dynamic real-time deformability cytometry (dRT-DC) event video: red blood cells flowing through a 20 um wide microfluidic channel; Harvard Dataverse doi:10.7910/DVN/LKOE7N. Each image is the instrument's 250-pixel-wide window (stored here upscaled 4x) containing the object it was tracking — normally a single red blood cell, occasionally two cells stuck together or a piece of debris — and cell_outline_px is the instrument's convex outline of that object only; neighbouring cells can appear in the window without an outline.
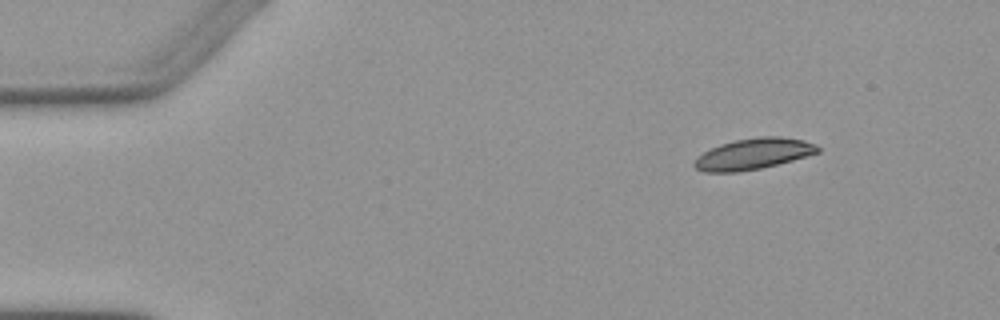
{"species": "Egyptian fruit bat (a non-hibernating species)", "species_latin": "Rousettus aegyptiacus", "temperature_condition": "warm", "stored_images_in_passage": 4, "camera_frame_rate_fps": 3000, "um_per_image_px": 0.085, "animal": {"sex": "female"}, "frame": {"image": 1, "passage_image": 4, "time_ms": 3.667, "image_size_px": [1000, 320], "cell_outline_px": [[820, 152], [792, 160], [760, 168], [736, 172], [704, 172], [696, 168], [692, 164], [696, 156], [720, 144], [736, 140], [756, 136], [780, 136], [804, 140], [816, 144], [820, 148]], "centroid_in_image_um": [64.03, 13.07], "position_along_channel_um": 21.0, "area_um2": 22.31}}